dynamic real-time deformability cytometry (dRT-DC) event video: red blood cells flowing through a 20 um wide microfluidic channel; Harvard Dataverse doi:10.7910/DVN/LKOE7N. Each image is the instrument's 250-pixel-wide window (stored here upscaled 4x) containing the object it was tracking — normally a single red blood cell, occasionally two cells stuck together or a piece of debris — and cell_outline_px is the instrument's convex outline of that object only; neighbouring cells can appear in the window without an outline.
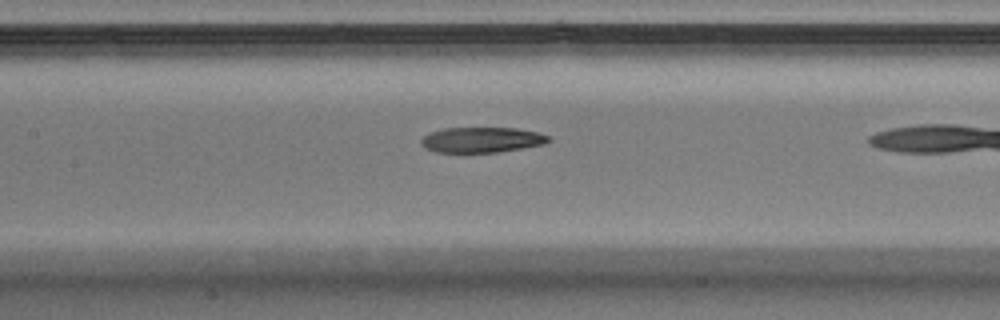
{"species": "Egyptian fruit bat (a non-hibernating species)", "species_latin": "Rousettus aegyptiacus", "temperature_condition": "warm", "stored_images_in_passage": 35, "camera_frame_rate_fps": 3000, "um_per_image_px": 0.085, "animal": {"sex": "male"}, "frame": {"image": 1, "passage_image": 19, "time_ms": 6.0, "image_size_px": [1000, 320], "cell_outline_px": [[552, 140], [544, 144], [524, 148], [496, 152], [436, 152], [424, 148], [420, 144], [420, 140], [424, 136], [432, 132], [444, 128], [516, 128], [536, 132], [548, 136]], "centroid_in_image_um": [40.94, 11.89], "position_along_channel_um": 166.5, "area_um2": 18.79}}
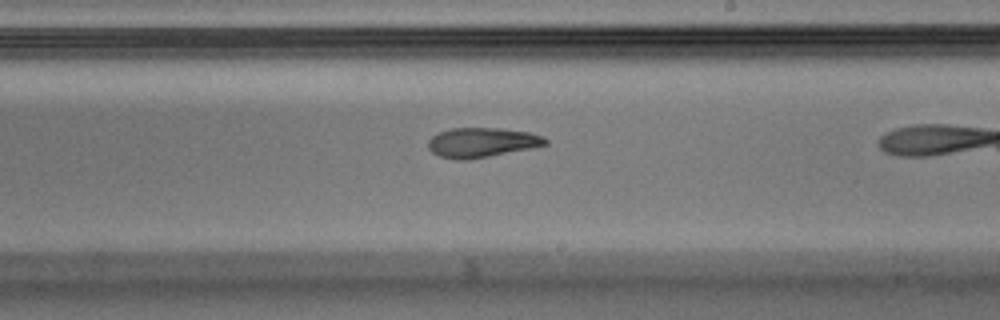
{"frame": {"image": 2, "passage_image": 25, "time_ms": 8.0, "image_size_px": [1000, 320], "cell_outline_px": [[548, 144], [532, 148], [488, 156], [464, 160], [460, 160], [440, 156], [432, 152], [428, 148], [428, 140], [432, 136], [440, 132], [452, 128], [500, 128], [528, 132], [544, 136], [548, 140]], "centroid_in_image_um": [40.97, 12.1], "position_along_channel_um": 248.0, "area_um2": 20.11}}